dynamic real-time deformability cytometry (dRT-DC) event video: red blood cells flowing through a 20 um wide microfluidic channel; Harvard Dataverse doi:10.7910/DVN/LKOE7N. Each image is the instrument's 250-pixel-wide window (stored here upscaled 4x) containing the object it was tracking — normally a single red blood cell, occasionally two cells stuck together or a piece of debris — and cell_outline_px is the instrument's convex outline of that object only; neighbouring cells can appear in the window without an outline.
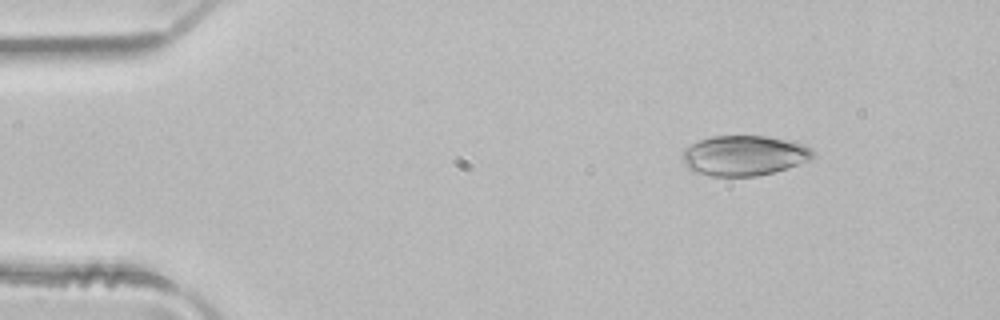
{"species": "common noctule bat (a hibernating species)", "species_latin": "Nyctalus noctula", "temperature_condition": "room temperature", "stored_images_in_passage": 44, "camera_frame_rate_fps": 3000, "um_per_image_px": 0.085, "animal": {"sex": "male", "body_mass_g": 21.5, "forearm_length_mm": 52.0}, "frame": {"image": 1, "passage_image": 1, "time_ms": 0.0, "image_size_px": [1000, 320], "cell_outline_px": [[816, 156], [788, 168], [756, 176], [712, 176], [696, 172], [688, 168], [684, 164], [684, 148], [700, 140], [712, 136], [764, 136], [796, 140], [812, 148], [816, 152]], "centroid_in_image_um": [63.31, 13.2], "position_along_channel_um": 21.7, "area_um2": 30.63}}
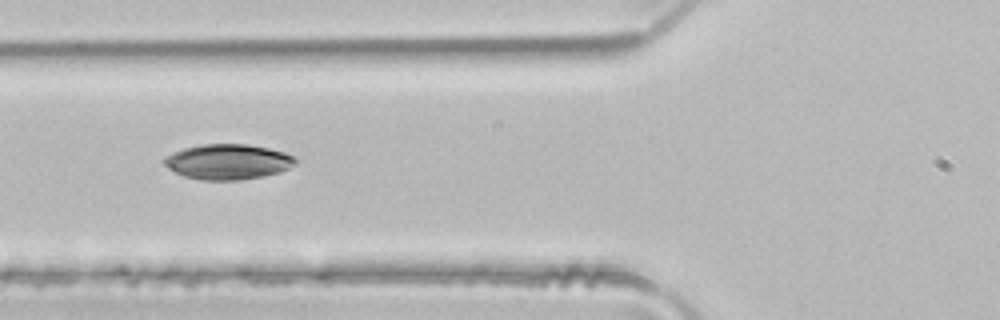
{"frame": {"image": 2, "passage_image": 13, "time_ms": 4.0, "image_size_px": [1000, 320], "cell_outline_px": [[296, 164], [280, 172], [264, 176], [240, 180], [200, 180], [184, 176], [168, 168], [160, 160], [164, 156], [172, 152], [184, 148], [200, 144], [248, 144], [268, 148], [284, 152], [292, 156], [296, 160]], "centroid_in_image_um": [19.33, 13.75], "position_along_channel_um": 106.5, "area_um2": 27.17}}
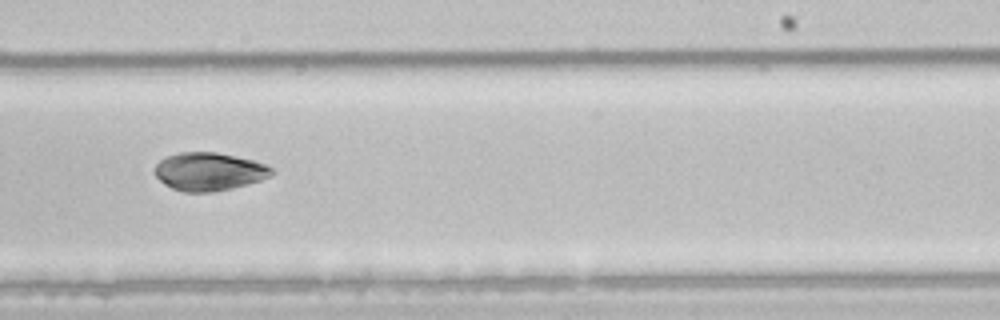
{"frame": {"image": 3, "passage_image": 25, "time_ms": 8.0, "image_size_px": [1000, 320], "cell_outline_px": [[276, 172], [272, 176], [248, 184], [216, 192], [184, 192], [172, 188], [164, 184], [152, 172], [156, 164], [160, 160], [168, 156], [180, 152], [216, 152], [236, 156], [252, 160], [264, 164], [272, 168]], "centroid_in_image_um": [17.77, 14.59], "position_along_channel_um": 271.2, "area_um2": 26.13}, "authors_computed_cell_mechanics": {"area_um2": 28.9289, "velocity_mm_per_s": 4.1232, "shape_relaxation_time_tau1_ms": 3.4402, "shape_relaxation_time_tau2_ms": null, "deformation_change_tau1": 0.1036, "deformation_change_tau2": null}}